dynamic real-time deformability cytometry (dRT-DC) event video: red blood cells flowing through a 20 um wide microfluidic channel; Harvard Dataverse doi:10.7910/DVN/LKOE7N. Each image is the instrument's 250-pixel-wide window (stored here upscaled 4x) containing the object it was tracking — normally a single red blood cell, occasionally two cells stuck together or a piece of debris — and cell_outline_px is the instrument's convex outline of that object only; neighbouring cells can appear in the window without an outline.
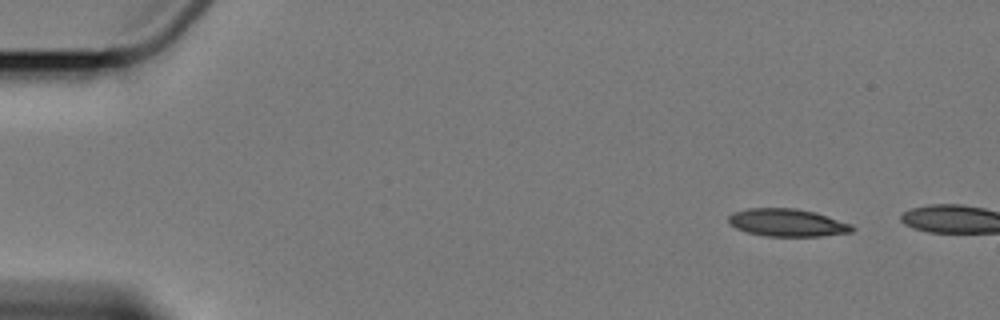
{"species": "Egyptian fruit bat (a non-hibernating species)", "species_latin": "Rousettus aegyptiacus", "temperature_condition": "cold", "stored_images_in_passage": 4, "camera_frame_rate_fps": 3000, "um_per_image_px": 0.085, "animal": {"sex": "female"}, "frame": {"image": 1, "passage_image": 1, "time_ms": 0.0, "image_size_px": [1000, 320], "cell_outline_px": [[856, 228], [852, 232], [820, 236], [768, 236], [748, 232], [736, 228], [728, 224], [728, 216], [732, 212], [748, 208], [796, 208], [816, 212], [852, 224]], "centroid_in_image_um": [66.92, 18.92], "position_along_channel_um": 18.1, "area_um2": 20.06}}